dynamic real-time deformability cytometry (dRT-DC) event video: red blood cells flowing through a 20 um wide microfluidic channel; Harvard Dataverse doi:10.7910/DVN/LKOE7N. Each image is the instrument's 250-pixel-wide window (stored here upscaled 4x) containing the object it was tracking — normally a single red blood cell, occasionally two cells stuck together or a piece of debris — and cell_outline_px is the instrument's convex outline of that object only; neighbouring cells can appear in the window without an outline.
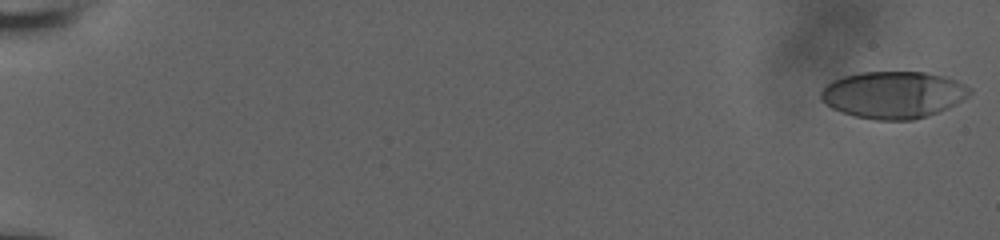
{"species": "human", "species_latin": "Homo sapiens", "temperature_condition": "room temperature", "stored_images_in_passage": 57, "camera_frame_rate_fps": 3000, "um_per_image_px": 0.085, "donor": {"sex": "male"}, "frame": {"image": 1, "passage_image": 1, "time_ms": 0.0, "image_size_px": [1000, 240], "cell_outline_px": [[972, 92], [968, 96], [956, 104], [928, 116], [912, 120], [876, 120], [856, 116], [832, 108], [820, 100], [820, 92], [828, 84], [844, 76], [860, 72], [924, 72], [956, 80], [972, 88]], "centroid_in_image_um": [75.95, 8.06], "position_along_channel_um": 9.1, "area_um2": 40.52}}
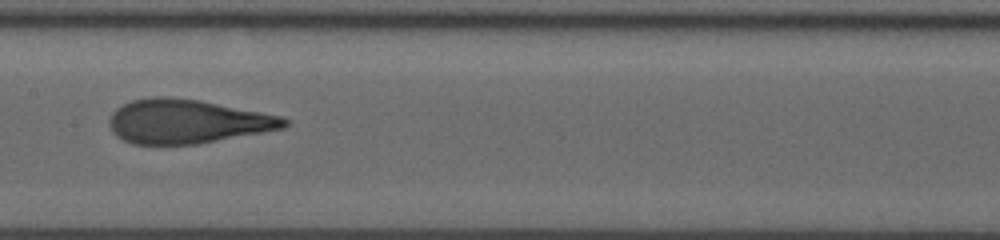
{"frame": {"image": 2, "passage_image": 32, "time_ms": 10.333, "image_size_px": [1000, 240], "cell_outline_px": [[288, 124], [284, 128], [196, 144], [132, 144], [116, 136], [112, 132], [108, 124], [108, 120], [112, 112], [116, 108], [132, 100], [152, 96], [168, 96], [200, 100], [280, 116], [288, 120]], "centroid_in_image_um": [15.84, 10.31], "position_along_channel_um": 191.6, "area_um2": 44.74}}
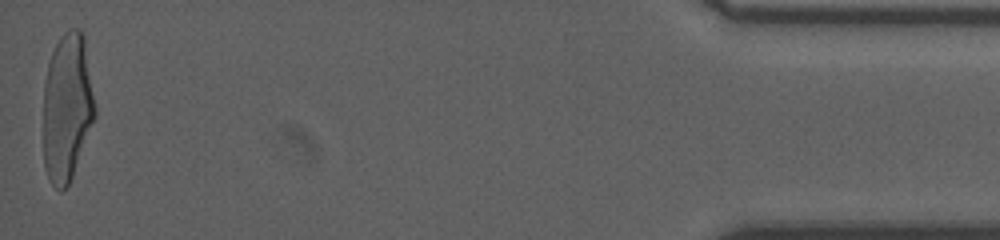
{"frame": {"image": 3, "passage_image": 57, "time_ms": 18.667, "image_size_px": [1000, 240], "cell_outline_px": [[96, 116], [72, 176], [68, 184], [60, 192], [52, 184], [48, 176], [44, 164], [44, 84], [48, 64], [52, 52], [60, 36], [68, 28], [80, 28], [84, 32], [96, 108]], "centroid_in_image_um": [5.72, 9.06], "position_along_channel_um": 429.5, "area_um2": 44.8}, "authors_computed_cell_mechanics": {"area_um2": 43.8124, "velocity_mm_per_s": 3.8459, "shape_relaxation_time_tau1_ms": 6.5064, "shape_relaxation_time_tau2_ms": 0.7674, "deformation_change_tau1": 0.2859, "deformation_change_tau2": 0.1001}}